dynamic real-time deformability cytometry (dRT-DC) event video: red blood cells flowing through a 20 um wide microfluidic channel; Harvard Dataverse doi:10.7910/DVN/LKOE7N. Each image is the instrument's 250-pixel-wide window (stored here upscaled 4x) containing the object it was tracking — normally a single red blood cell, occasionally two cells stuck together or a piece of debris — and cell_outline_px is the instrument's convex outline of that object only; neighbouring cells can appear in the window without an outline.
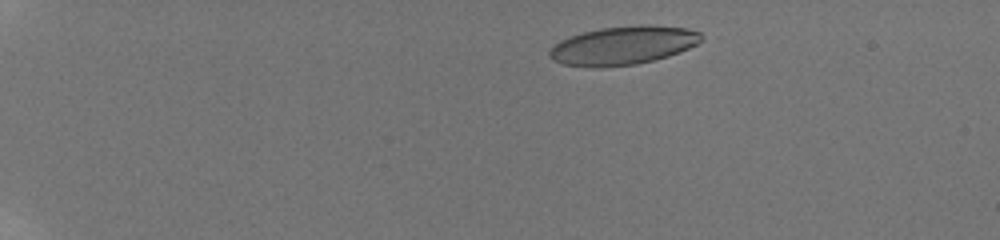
{"species": "human", "species_latin": "Homo sapiens", "temperature_condition": "room temperature", "stored_images_in_passage": 30, "camera_frame_rate_fps": 3000, "um_per_image_px": 0.085, "donor": {"sex": "male"}, "frame": {"image": 1, "passage_image": 7, "time_ms": 2.333, "image_size_px": [1000, 240], "cell_outline_px": [[704, 36], [696, 44], [680, 52], [668, 56], [636, 64], [600, 68], [596, 68], [564, 64], [552, 60], [548, 56], [548, 52], [560, 40], [584, 32], [600, 28], [640, 24], [652, 24], [688, 28], [700, 32]], "centroid_in_image_um": [52.98, 3.85], "position_along_channel_um": 32.0, "area_um2": 34.22}}
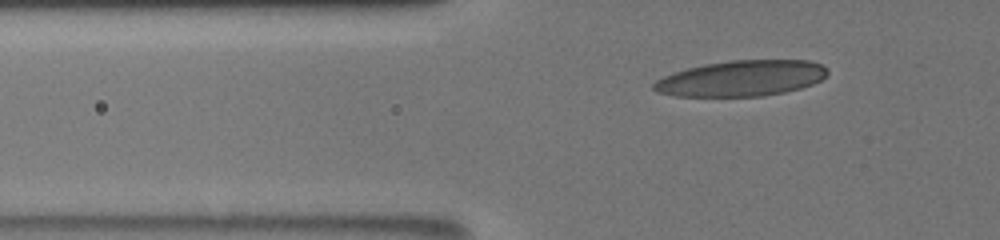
{"frame": {"image": 2, "passage_image": 15, "time_ms": 5.667, "image_size_px": [1000, 240], "cell_outline_px": [[828, 72], [820, 80], [812, 84], [800, 88], [784, 92], [760, 96], [672, 96], [656, 92], [652, 88], [652, 84], [656, 80], [664, 76], [688, 68], [704, 64], [732, 60], [808, 60], [820, 64], [828, 68]], "centroid_in_image_um": [63.0, 6.66], "position_along_channel_um": 62.8, "area_um2": 36.13}}
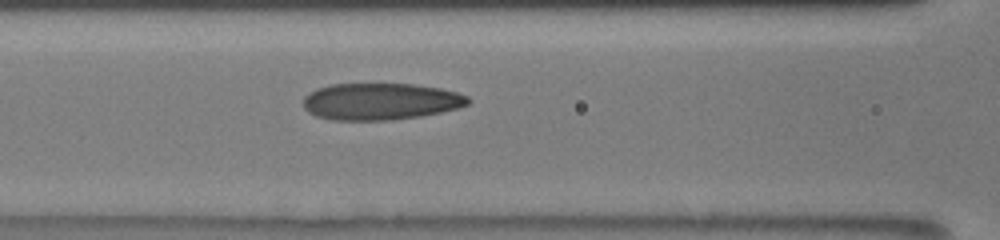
{"frame": {"image": 3, "passage_image": 24, "time_ms": 8.0, "image_size_px": [1000, 240], "cell_outline_px": [[472, 100], [468, 104], [456, 108], [440, 112], [420, 116], [392, 120], [332, 120], [316, 116], [308, 112], [304, 108], [304, 96], [316, 88], [332, 84], [412, 84], [440, 88], [456, 92], [468, 96]], "centroid_in_image_um": [32.33, 8.62], "position_along_channel_um": 134.3, "area_um2": 35.37}}